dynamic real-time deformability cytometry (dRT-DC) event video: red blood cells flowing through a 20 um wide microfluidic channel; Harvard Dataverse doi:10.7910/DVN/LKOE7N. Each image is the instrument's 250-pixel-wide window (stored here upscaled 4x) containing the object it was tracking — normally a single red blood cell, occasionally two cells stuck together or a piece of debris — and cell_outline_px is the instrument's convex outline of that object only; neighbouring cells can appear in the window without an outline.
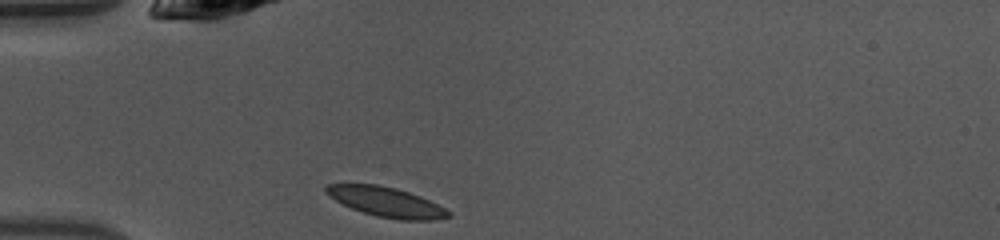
{"species": "common noctule bat (a hibernating species)", "species_latin": "Nyctalus noctula", "temperature_condition": "warm", "stored_images_in_passage": 35, "camera_frame_rate_fps": 3000, "um_per_image_px": 0.085, "animal": {"sex": "female", "body_mass_g": 10.0, "forearm_length_mm": 53.1}, "frame": {"image": 1, "passage_image": 1, "time_ms": 0.0, "image_size_px": [1000, 240], "cell_outline_px": [[452, 216], [432, 220], [400, 220], [376, 216], [352, 208], [328, 196], [324, 192], [324, 188], [328, 184], [376, 184], [396, 188], [420, 196], [452, 212]], "centroid_in_image_um": [32.83, 17.17], "position_along_channel_um": 52.2, "area_um2": 21.04}}
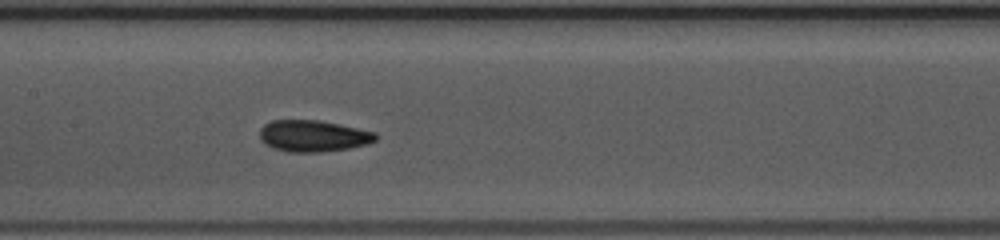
{"frame": {"image": 2, "passage_image": 11, "time_ms": 3.333, "image_size_px": [1000, 240], "cell_outline_px": [[376, 140], [368, 144], [348, 148], [320, 152], [288, 152], [272, 148], [264, 144], [260, 136], [260, 128], [264, 124], [272, 120], [316, 120], [376, 132]], "centroid_in_image_um": [26.58, 11.56], "position_along_channel_um": 180.8, "area_um2": 21.15}}
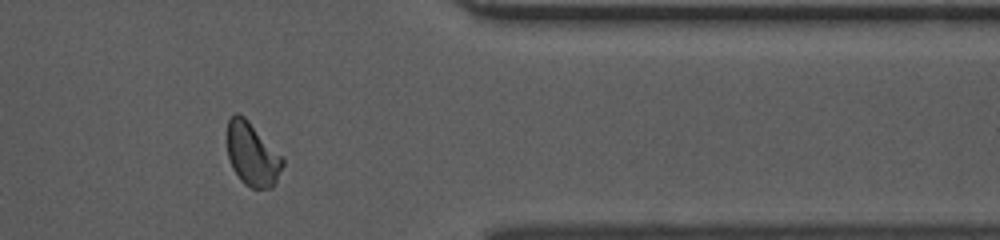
{"frame": {"image": 3, "passage_image": 27, "time_ms": 8.667, "image_size_px": [1000, 240], "cell_outline_px": [[284, 164], [272, 188], [252, 188], [244, 184], [240, 180], [232, 168], [228, 156], [228, 120], [236, 112], [244, 116], [248, 120], [284, 160]], "centroid_in_image_um": [21.42, 13.14], "position_along_channel_um": 390.0, "area_um2": 20.06}, "authors_computed_cell_mechanics": {"area_um2": 20.3456, "velocity_mm_per_s": 4.1642, "shape_relaxation_time_tau1_ms": 3.5172, "shape_relaxation_time_tau2_ms": 6.2622, "deformation_change_tau1": 0.1011, "deformation_change_tau2": 0.0856}}